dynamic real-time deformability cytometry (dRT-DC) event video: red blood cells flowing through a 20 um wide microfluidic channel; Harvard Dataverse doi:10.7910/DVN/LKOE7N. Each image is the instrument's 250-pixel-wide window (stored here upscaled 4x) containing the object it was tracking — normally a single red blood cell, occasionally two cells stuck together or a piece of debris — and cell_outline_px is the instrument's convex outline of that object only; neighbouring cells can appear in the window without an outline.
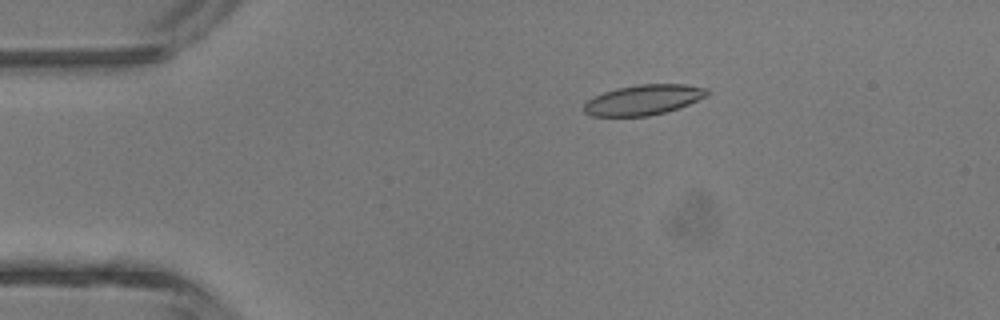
{"species": "common noctule bat (a hibernating species)", "species_latin": "Nyctalus noctula", "temperature_condition": "room temperature", "stored_images_in_passage": 2, "camera_frame_rate_fps": 3000, "um_per_image_px": 0.085, "animal": {"sex": "male", "body_mass_g": 13.3}, "frame": {"image": 1, "passage_image": 1, "time_ms": 0.0, "image_size_px": [1000, 320], "cell_outline_px": [[708, 96], [680, 108], [648, 116], [592, 116], [584, 112], [584, 104], [588, 100], [604, 92], [616, 88], [636, 84], [684, 84], [708, 88]], "centroid_in_image_um": [54.72, 8.48], "position_along_channel_um": 30.3, "area_um2": 21.73}}